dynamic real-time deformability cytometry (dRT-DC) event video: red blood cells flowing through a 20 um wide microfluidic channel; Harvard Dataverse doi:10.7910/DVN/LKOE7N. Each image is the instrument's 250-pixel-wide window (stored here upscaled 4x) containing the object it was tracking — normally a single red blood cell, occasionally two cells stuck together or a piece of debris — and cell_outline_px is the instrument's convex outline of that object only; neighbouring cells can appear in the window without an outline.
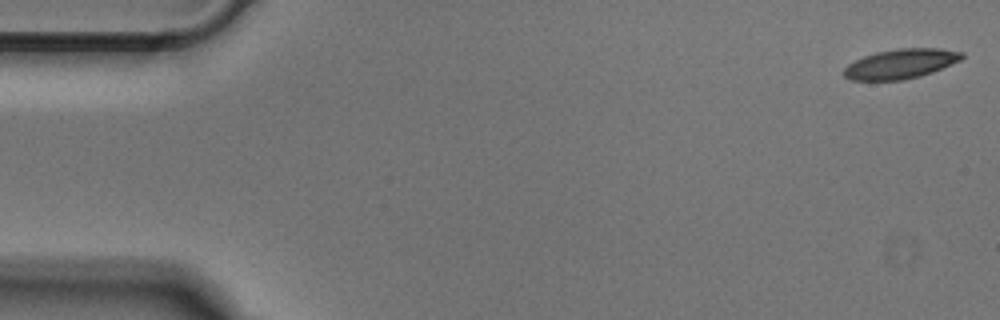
{"species": "Egyptian fruit bat (a non-hibernating species)", "species_latin": "Rousettus aegyptiacus", "temperature_condition": "cold", "stored_images_in_passage": 51, "camera_frame_rate_fps": 3000, "um_per_image_px": 0.085, "animal": {"sex": "male"}, "frame": {"image": 1, "passage_image": 1, "time_ms": 0.0, "image_size_px": [1000, 320], "cell_outline_px": [[964, 56], [960, 60], [932, 72], [920, 76], [904, 80], [852, 80], [844, 76], [844, 68], [848, 64], [864, 56], [876, 52], [896, 48], [936, 48], [964, 52]], "centroid_in_image_um": [76.56, 5.42], "position_along_channel_um": 8.4, "area_um2": 20.29}}
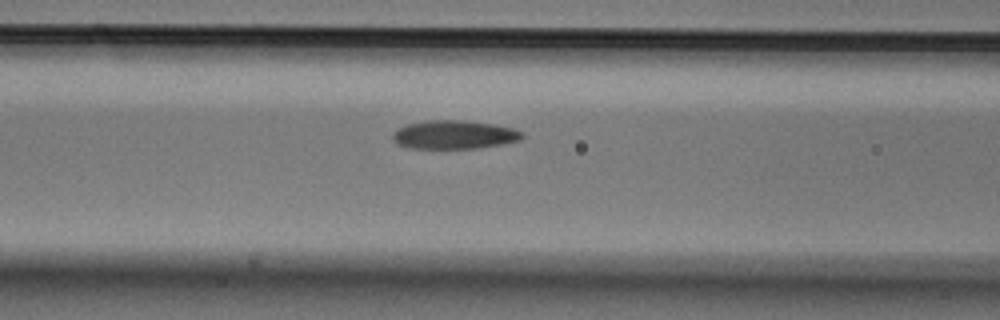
{"frame": {"image": 2, "passage_image": 20, "time_ms": 6.333, "image_size_px": [1000, 320], "cell_outline_px": [[524, 136], [520, 140], [504, 144], [480, 148], [408, 148], [396, 144], [392, 140], [392, 132], [408, 124], [428, 120], [460, 120], [492, 124], [516, 128], [524, 132]], "centroid_in_image_um": [38.63, 11.45], "position_along_channel_um": 128.0, "area_um2": 21.73}}
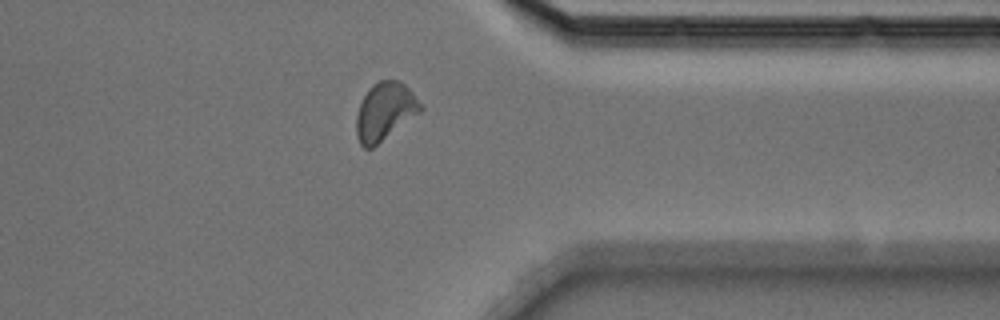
{"frame": {"image": 3, "passage_image": 40, "time_ms": 13.0, "image_size_px": [1000, 320], "cell_outline_px": [[424, 108], [420, 112], [372, 148], [364, 148], [360, 144], [356, 136], [356, 116], [360, 104], [368, 88], [372, 84], [380, 80], [400, 80], [412, 92]], "centroid_in_image_um": [32.69, 9.46], "position_along_channel_um": 378.7, "area_um2": 21.44}}